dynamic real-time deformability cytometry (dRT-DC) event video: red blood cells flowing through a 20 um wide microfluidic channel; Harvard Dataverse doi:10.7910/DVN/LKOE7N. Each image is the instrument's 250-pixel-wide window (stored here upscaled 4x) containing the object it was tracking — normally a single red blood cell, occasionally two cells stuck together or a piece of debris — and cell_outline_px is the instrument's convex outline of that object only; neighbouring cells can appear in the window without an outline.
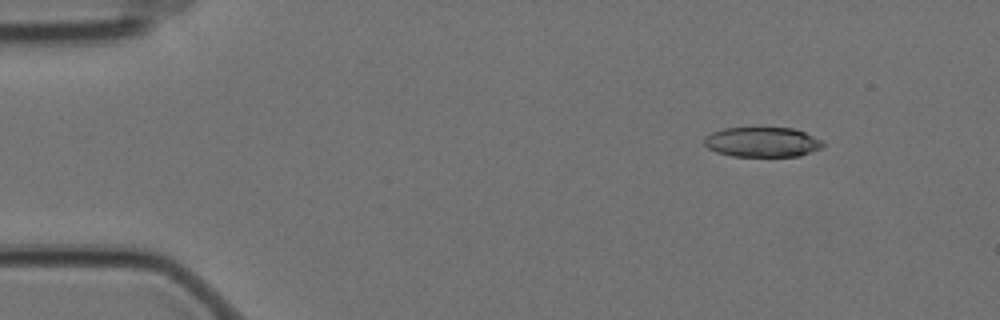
{"species": "Egyptian fruit bat (a non-hibernating species)", "species_latin": "Rousettus aegyptiacus", "temperature_condition": "cold", "stored_images_in_passage": 4, "camera_frame_rate_fps": 3000, "um_per_image_px": 0.085, "animal": {"sex": "female"}, "frame": {"image": 1, "passage_image": 2, "time_ms": 0.333, "image_size_px": [1000, 320], "cell_outline_px": [[824, 144], [820, 148], [800, 156], [732, 156], [716, 152], [708, 148], [704, 144], [704, 136], [712, 132], [724, 128], [792, 128], [804, 132], [824, 140]], "centroid_in_image_um": [64.78, 12.07], "position_along_channel_um": 20.2, "area_um2": 20.69}}
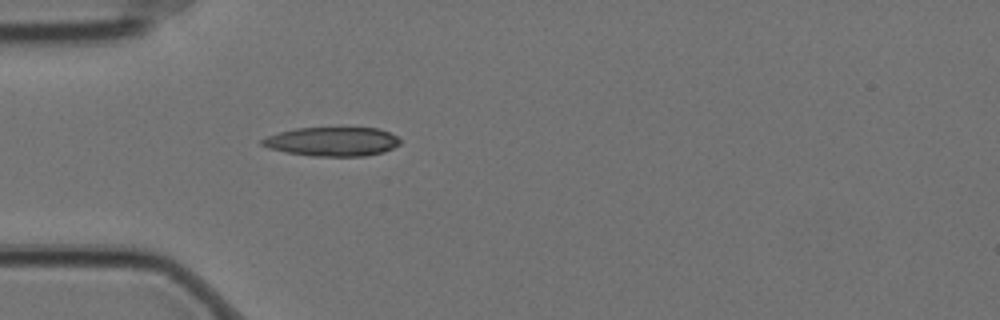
{"frame": {"image": 2, "passage_image": 4, "time_ms": 1.0, "image_size_px": [1000, 320], "cell_outline_px": [[400, 144], [384, 152], [364, 156], [312, 156], [288, 152], [268, 148], [260, 144], [260, 140], [268, 136], [280, 132], [296, 128], [380, 128], [396, 136], [400, 140]], "centroid_in_image_um": [28.25, 12.03], "position_along_channel_um": 56.8, "area_um2": 23.24}}